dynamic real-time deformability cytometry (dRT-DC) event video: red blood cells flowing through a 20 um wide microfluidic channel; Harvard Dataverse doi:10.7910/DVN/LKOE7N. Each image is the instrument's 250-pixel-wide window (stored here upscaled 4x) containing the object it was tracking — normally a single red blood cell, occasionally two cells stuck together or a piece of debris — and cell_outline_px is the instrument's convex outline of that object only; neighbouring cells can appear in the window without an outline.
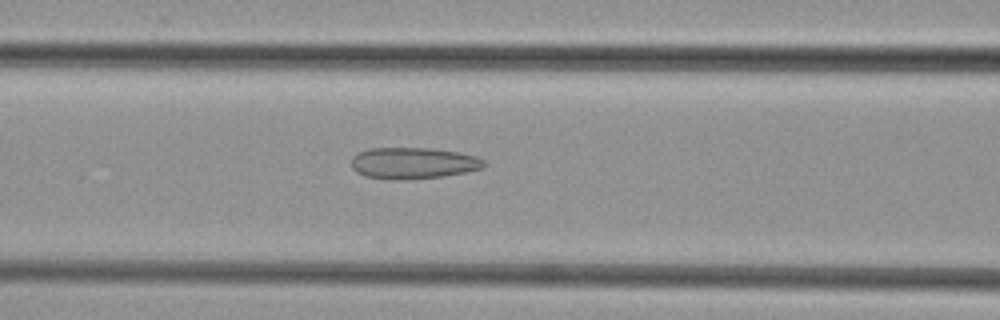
{"species": "common noctule bat (a hibernating species)", "species_latin": "Nyctalus noctula", "temperature_condition": "cold", "stored_images_in_passage": 28, "camera_frame_rate_fps": 3000, "um_per_image_px": 0.085, "animal": {"sex": "female", "body_mass_g": 29.2, "forearm_length_mm": 56.3}, "frame": {"image": 1, "passage_image": 20, "time_ms": 6.333, "image_size_px": [1000, 320], "cell_outline_px": [[484, 164], [480, 168], [464, 172], [444, 176], [408, 180], [404, 180], [364, 176], [356, 172], [352, 168], [352, 156], [356, 152], [368, 148], [432, 148], [460, 152], [476, 156], [484, 160]], "centroid_in_image_um": [35.08, 13.85], "position_along_channel_um": 131.5, "area_um2": 24.33}}
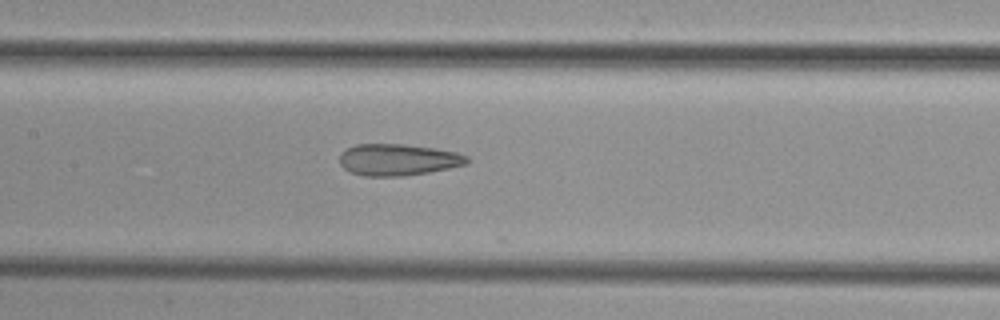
{"frame": {"image": 2, "passage_image": 23, "time_ms": 7.333, "image_size_px": [1000, 320], "cell_outline_px": [[468, 164], [428, 172], [400, 176], [364, 176], [352, 172], [344, 168], [340, 164], [340, 156], [348, 148], [356, 144], [404, 144], [436, 148], [456, 152], [468, 156]], "centroid_in_image_um": [33.85, 13.57], "position_along_channel_um": 173.5, "area_um2": 23.29}}
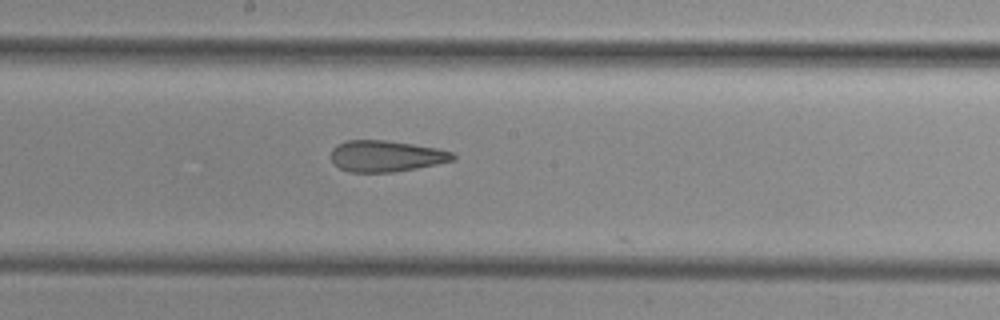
{"frame": {"image": 3, "passage_image": 26, "time_ms": 8.333, "image_size_px": [1000, 320], "cell_outline_px": [[456, 160], [396, 172], [352, 172], [340, 168], [332, 160], [332, 148], [336, 144], [348, 140], [388, 140], [440, 148], [452, 152], [456, 156]], "centroid_in_image_um": [32.86, 13.26], "position_along_channel_um": 215.3, "area_um2": 22.31}}